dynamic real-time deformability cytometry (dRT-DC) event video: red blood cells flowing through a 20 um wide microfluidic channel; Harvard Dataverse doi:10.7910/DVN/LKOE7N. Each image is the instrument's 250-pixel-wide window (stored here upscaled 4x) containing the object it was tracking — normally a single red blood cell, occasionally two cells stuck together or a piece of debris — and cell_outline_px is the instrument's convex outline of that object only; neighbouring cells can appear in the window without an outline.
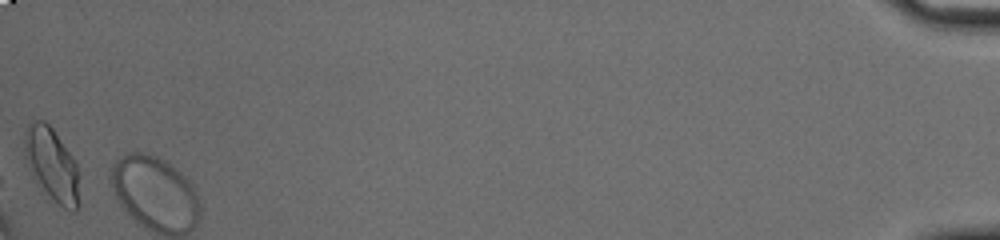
{"species": "common noctule bat (a hibernating species)", "species_latin": "Nyctalus noctula", "temperature_condition": "cold", "stored_images_in_passage": 42, "camera_frame_rate_fps": 3000, "um_per_image_px": 0.085, "animal": {"sex": "male", "body_mass_g": 20.0, "forearm_length_mm": 53.3}, "frame": {"image": 1, "passage_image": 42, "time_ms": 13.667, "image_size_px": [1000, 240], "cell_outline_px": [[80, 204], [76, 212], [72, 212], [64, 208], [40, 192], [28, 168], [24, 156], [24, 132], [28, 124], [36, 120], [44, 120], [52, 128], [72, 156], [76, 164]], "centroid_in_image_um": [4.37, 14.05], "position_along_channel_um": 430.8, "area_um2": 23.93}, "authors_computed_cell_mechanics": {"area_um2": 20.1144, "velocity_mm_per_s": 3.5834, "shape_relaxation_time_tau1_ms": 3.4367, "shape_relaxation_time_tau2_ms": null, "deformation_change_tau1": 0.2549, "deformation_change_tau2": null}}